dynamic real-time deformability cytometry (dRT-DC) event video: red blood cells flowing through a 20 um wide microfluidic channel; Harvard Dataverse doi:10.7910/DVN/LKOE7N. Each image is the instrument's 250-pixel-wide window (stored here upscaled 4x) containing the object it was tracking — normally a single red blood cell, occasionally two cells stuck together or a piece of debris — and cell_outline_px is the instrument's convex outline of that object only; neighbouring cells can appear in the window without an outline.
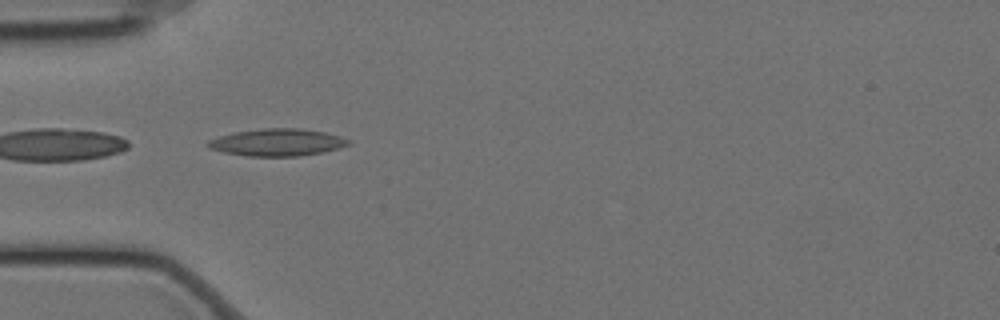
{"species": "Egyptian fruit bat (a non-hibernating species)", "species_latin": "Rousettus aegyptiacus", "temperature_condition": "cold", "stored_images_in_passage": 41, "camera_frame_rate_fps": 3000, "um_per_image_px": 0.085, "animal": {"sex": "female"}, "frame": {"image": 1, "passage_image": 1, "time_ms": 0.0, "image_size_px": [1000, 320], "cell_outline_px": [[352, 144], [320, 152], [300, 156], [248, 156], [224, 152], [208, 148], [208, 140], [232, 132], [264, 128], [304, 128], [324, 132], [340, 136], [352, 140]], "centroid_in_image_um": [23.58, 12.09], "position_along_channel_um": 61.4, "area_um2": 22.25}}
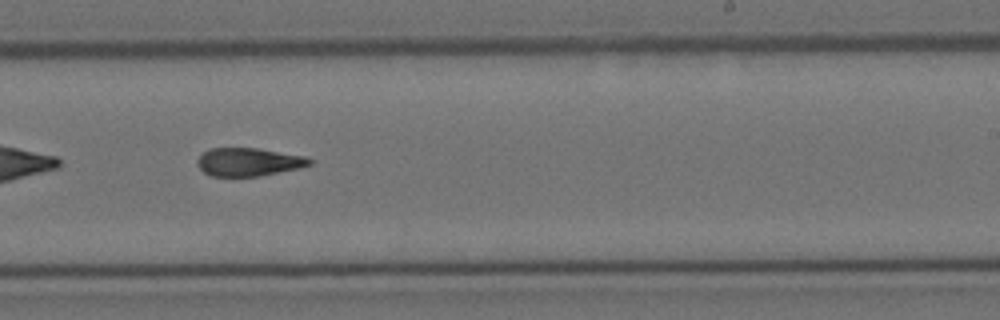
{"frame": {"image": 2, "passage_image": 19, "time_ms": 6.0, "image_size_px": [1000, 320], "cell_outline_px": [[312, 164], [300, 168], [260, 176], [212, 176], [204, 172], [196, 164], [196, 160], [204, 152], [212, 148], [260, 148], [304, 156], [312, 160]], "centroid_in_image_um": [21.14, 13.76], "position_along_channel_um": 267.9, "area_um2": 18.44}}
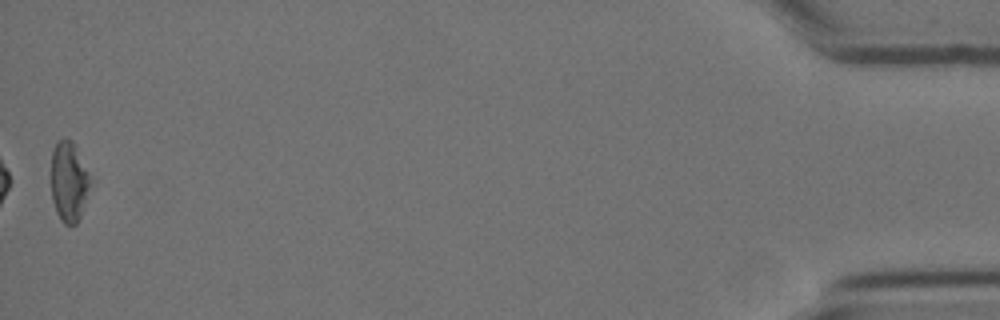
{"frame": {"image": 3, "passage_image": 41, "time_ms": 13.333, "image_size_px": [1000, 320], "cell_outline_px": [[88, 184], [80, 216], [76, 224], [64, 224], [60, 220], [56, 212], [52, 200], [52, 152], [56, 140], [64, 136], [72, 140], [88, 176]], "centroid_in_image_um": [5.78, 15.41], "position_along_channel_um": 429.4, "area_um2": 17.51}, "authors_computed_cell_mechanics": {"area_um2": 19.2474, "velocity_mm_per_s": 3.4754, "shape_relaxation_time_tau1_ms": null, "shape_relaxation_time_tau2_ms": 4.5726, "deformation_change_tau1": null, "deformation_change_tau2": 0.1323}}